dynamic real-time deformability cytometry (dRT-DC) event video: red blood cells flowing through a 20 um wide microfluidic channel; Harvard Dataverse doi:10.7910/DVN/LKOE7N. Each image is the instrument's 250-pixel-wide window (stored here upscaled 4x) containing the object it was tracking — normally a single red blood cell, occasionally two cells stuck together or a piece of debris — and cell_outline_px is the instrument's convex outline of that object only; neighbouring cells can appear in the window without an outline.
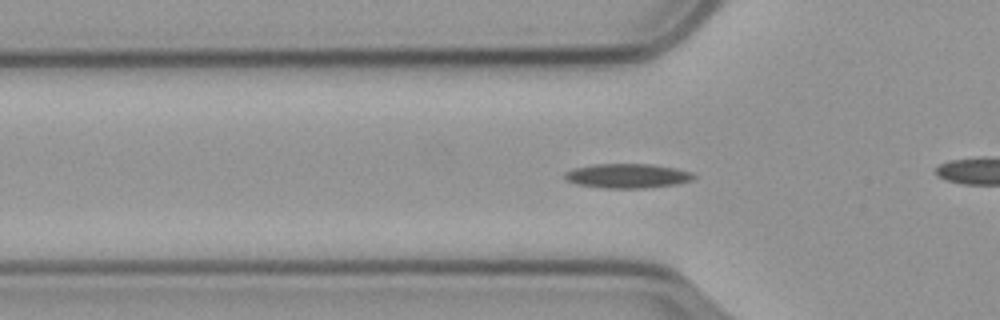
{"species": "common noctule bat (a hibernating species)", "species_latin": "Nyctalus noctula", "temperature_condition": "cold", "stored_images_in_passage": 48, "camera_frame_rate_fps": 3000, "um_per_image_px": 0.085, "animal": {"sex": "male", "body_mass_g": 23.1, "forearm_length_mm": 52.7}, "frame": {"image": 1, "passage_image": 13, "time_ms": 4.0, "image_size_px": [1000, 320], "cell_outline_px": [[696, 176], [692, 180], [676, 184], [644, 188], [604, 188], [576, 184], [568, 180], [564, 176], [564, 172], [572, 168], [596, 164], [652, 164], [692, 172]], "centroid_in_image_um": [53.31, 14.95], "position_along_channel_um": 72.5, "area_um2": 18.26}}
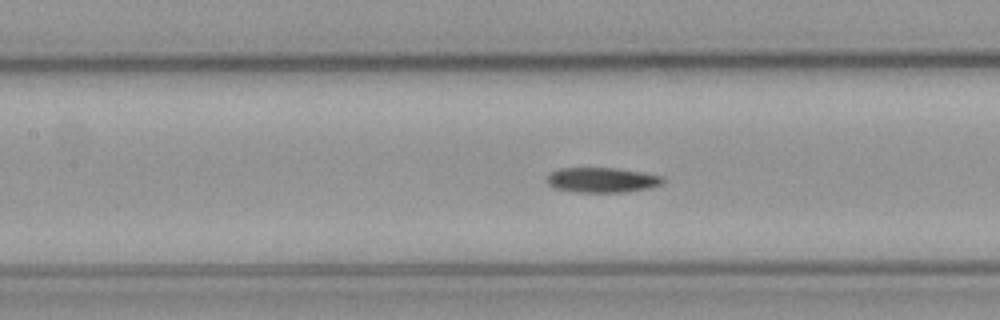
{"frame": {"image": 2, "passage_image": 20, "time_ms": 6.333, "image_size_px": [1000, 320], "cell_outline_px": [[664, 180], [660, 184], [652, 188], [624, 192], [576, 192], [552, 188], [548, 184], [548, 176], [552, 172], [560, 168], [616, 168], [664, 176]], "centroid_in_image_um": [51.18, 15.31], "position_along_channel_um": 156.2, "area_um2": 16.88}}
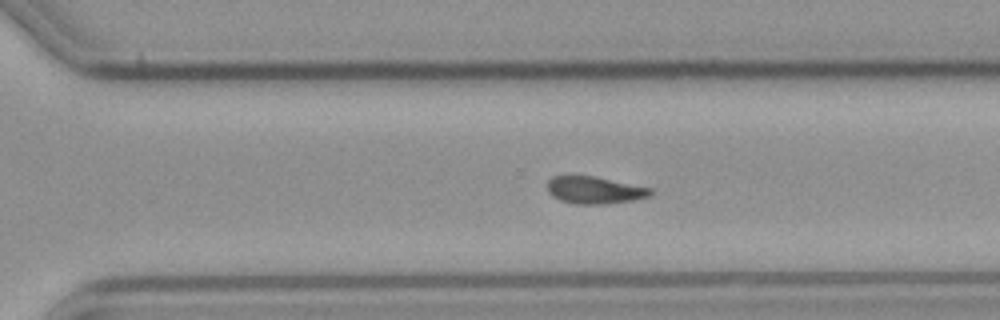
{"frame": {"image": 3, "passage_image": 34, "time_ms": 11.0, "image_size_px": [1000, 320], "cell_outline_px": [[652, 192], [648, 196], [632, 200], [608, 204], [576, 204], [560, 200], [552, 196], [548, 192], [548, 180], [552, 176], [572, 172], [596, 176], [652, 188]], "centroid_in_image_um": [50.46, 16.11], "position_along_channel_um": 320.1, "area_um2": 16.99}}